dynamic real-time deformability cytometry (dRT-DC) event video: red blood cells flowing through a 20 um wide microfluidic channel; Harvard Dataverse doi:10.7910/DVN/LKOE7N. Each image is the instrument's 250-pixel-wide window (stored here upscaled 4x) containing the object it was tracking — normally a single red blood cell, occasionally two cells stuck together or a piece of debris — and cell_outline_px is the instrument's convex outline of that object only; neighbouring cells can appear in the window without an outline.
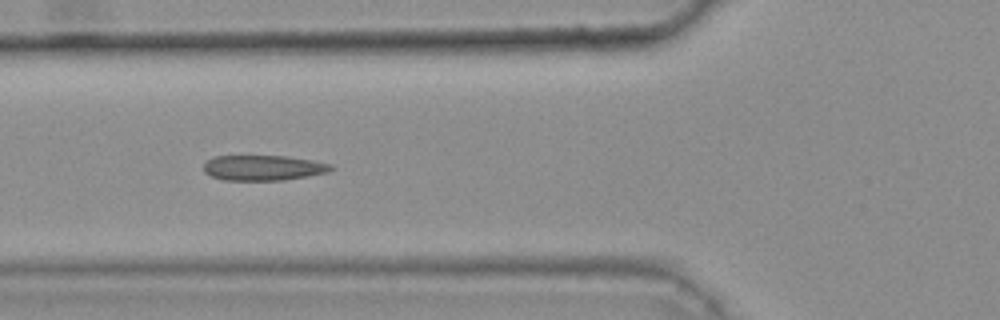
{"species": "common noctule bat (a hibernating species)", "species_latin": "Nyctalus noctula", "temperature_condition": "warm", "stored_images_in_passage": 46, "camera_frame_rate_fps": 3000, "um_per_image_px": 0.085, "animal": {"sex": "female", "body_mass_g": 25.1}, "frame": {"image": 1, "passage_image": 20, "time_ms": 6.333, "image_size_px": [1000, 320], "cell_outline_px": [[336, 168], [328, 172], [284, 180], [224, 180], [212, 176], [204, 172], [204, 164], [208, 160], [216, 156], [288, 156], [312, 160], [332, 164]], "centroid_in_image_um": [22.41, 14.26], "position_along_channel_um": 103.4, "area_um2": 18.73}, "authors_computed_cell_mechanics": {"area_um2": 18.9006, "velocity_mm_per_s": 3.8031, "shape_relaxation_time_tau1_ms": null, "shape_relaxation_time_tau2_ms": 3.8783, "deformation_change_tau1": null, "deformation_change_tau2": 0.0831}}